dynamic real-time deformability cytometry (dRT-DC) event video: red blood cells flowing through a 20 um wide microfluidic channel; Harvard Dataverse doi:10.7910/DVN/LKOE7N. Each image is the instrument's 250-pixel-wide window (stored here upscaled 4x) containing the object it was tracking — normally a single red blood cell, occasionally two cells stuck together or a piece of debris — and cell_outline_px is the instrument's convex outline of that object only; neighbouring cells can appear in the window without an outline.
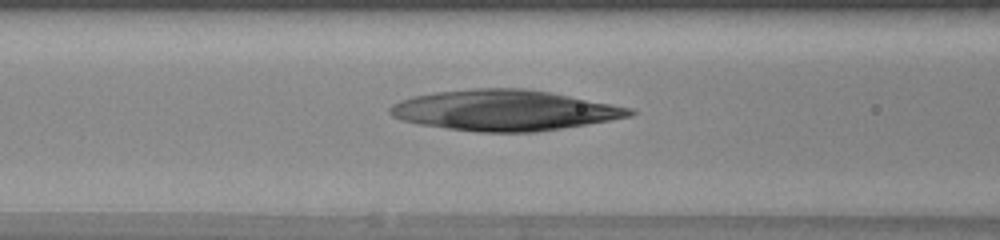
{"species": "human", "species_latin": "Homo sapiens", "temperature_condition": "warm", "stored_images_in_passage": 33, "camera_frame_rate_fps": 3000, "um_per_image_px": 0.085, "donor": {"sex": "female"}, "frame": {"image": 1, "passage_image": 8, "time_ms": 2.333, "image_size_px": [1000, 240], "cell_outline_px": [[636, 112], [632, 116], [536, 132], [480, 132], [448, 128], [420, 124], [404, 120], [388, 112], [388, 108], [392, 104], [400, 100], [416, 96], [436, 92], [472, 88], [524, 88], [548, 92], [632, 108]], "centroid_in_image_um": [42.86, 9.37], "position_along_channel_um": 123.7, "area_um2": 55.95}}
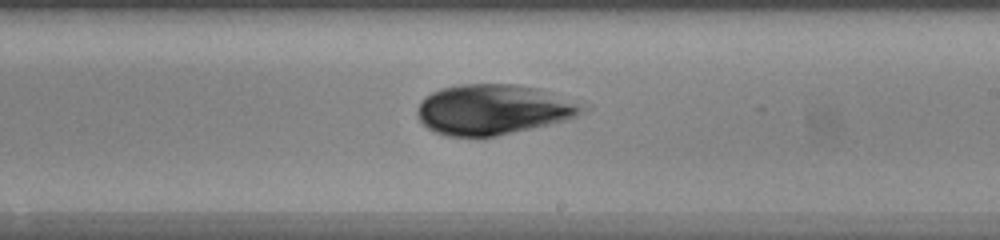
{"frame": {"image": 2, "passage_image": 17, "time_ms": 5.333, "image_size_px": [1000, 240], "cell_outline_px": [[576, 116], [564, 120], [532, 128], [496, 136], [448, 136], [432, 132], [420, 120], [416, 112], [420, 104], [432, 92], [440, 88], [460, 84], [516, 84], [540, 88], [572, 104], [576, 108]], "centroid_in_image_um": [41.74, 9.31], "position_along_channel_um": 247.3, "area_um2": 46.76}}
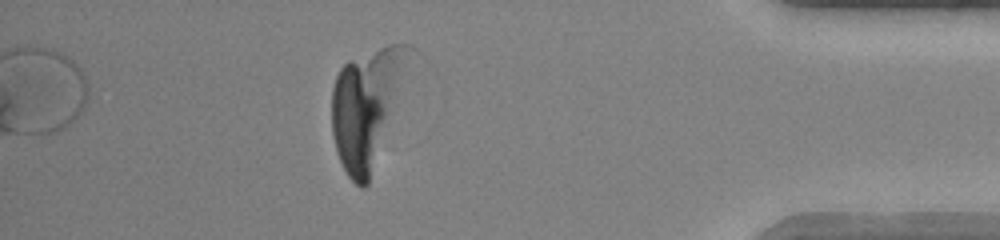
{"frame": {"image": 3, "passage_image": 31, "time_ms": 10.0, "image_size_px": [1000, 240], "cell_outline_px": [[424, 56], [368, 184], [364, 188], [360, 188], [348, 176], [336, 152], [332, 132], [332, 88], [336, 76], [340, 68], [348, 60], [388, 44], [408, 44], [416, 48]], "centroid_in_image_um": [31.47, 8.95], "position_along_channel_um": 403.7, "area_um2": 58.26}}